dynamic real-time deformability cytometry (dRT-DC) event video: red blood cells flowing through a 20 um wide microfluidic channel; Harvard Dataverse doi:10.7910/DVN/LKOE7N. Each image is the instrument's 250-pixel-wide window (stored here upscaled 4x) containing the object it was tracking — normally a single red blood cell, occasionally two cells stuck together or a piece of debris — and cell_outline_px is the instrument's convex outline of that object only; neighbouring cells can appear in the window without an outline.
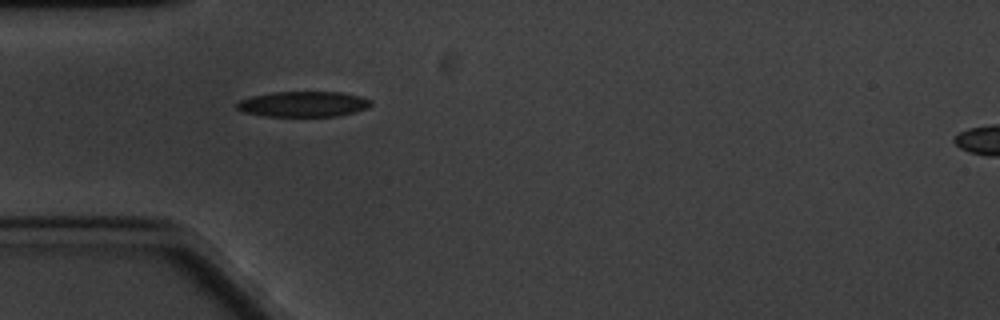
{"species": "common noctule bat (a hibernating species)", "species_latin": "Nyctalus noctula", "temperature_condition": "cold", "stored_images_in_passage": 44, "camera_frame_rate_fps": 3000, "um_per_image_px": 0.085, "animal": {"sex": "male", "body_mass_g": 20.1, "forearm_length_mm": 53.5}, "frame": {"image": 1, "passage_image": 1, "time_ms": 0.0, "image_size_px": [1000, 320], "cell_outline_px": [[372, 104], [368, 108], [356, 112], [336, 116], [264, 116], [240, 112], [236, 108], [236, 104], [240, 100], [252, 96], [272, 92], [340, 92], [360, 96], [372, 100]], "centroid_in_image_um": [25.77, 8.85], "position_along_channel_um": 59.2, "area_um2": 20.06}, "authors_computed_cell_mechanics": {"area_um2": 19.4786, "velocity_mm_per_s": 3.2717, "shape_relaxation_time_tau1_ms": 2.7509, "shape_relaxation_time_tau2_ms": 5.7652, "deformation_change_tau1": 0.1143, "deformation_change_tau2": 0.1326}}